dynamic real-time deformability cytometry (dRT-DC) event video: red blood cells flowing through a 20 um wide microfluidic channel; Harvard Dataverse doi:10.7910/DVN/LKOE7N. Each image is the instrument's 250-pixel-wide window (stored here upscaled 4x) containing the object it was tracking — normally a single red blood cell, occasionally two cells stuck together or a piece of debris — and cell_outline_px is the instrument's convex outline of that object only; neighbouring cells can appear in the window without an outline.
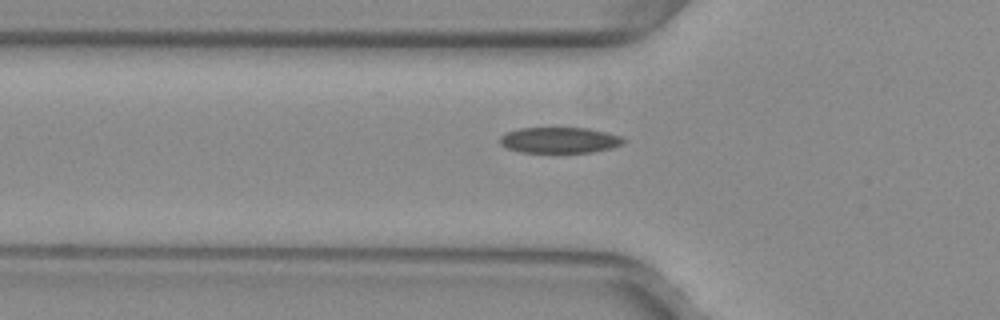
{"species": "common noctule bat (a hibernating species)", "species_latin": "Nyctalus noctula", "temperature_condition": "warm", "stored_images_in_passage": 35, "camera_frame_rate_fps": 3000, "um_per_image_px": 0.085, "animal": {"sex": "female", "body_mass_g": 29.2, "forearm_length_mm": 56.3}, "frame": {"image": 1, "passage_image": 4, "time_ms": 1.0, "image_size_px": [1000, 320], "cell_outline_px": [[628, 140], [612, 148], [592, 152], [520, 152], [508, 148], [500, 144], [500, 136], [508, 132], [520, 128], [588, 128], [620, 136]], "centroid_in_image_um": [47.56, 11.91], "position_along_channel_um": 78.2, "area_um2": 18.44}}
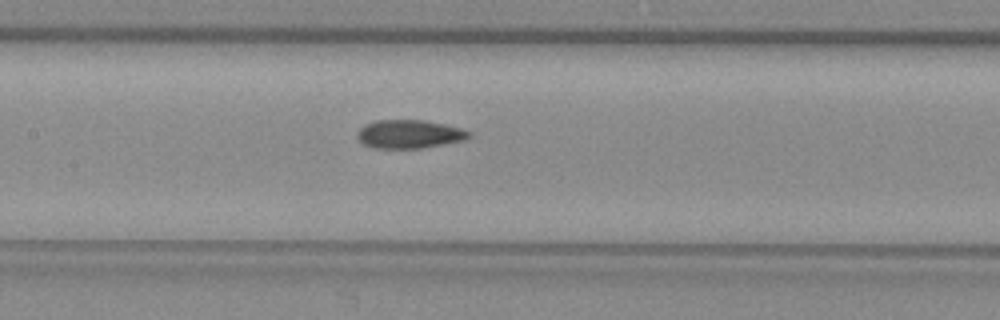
{"frame": {"image": 2, "passage_image": 11, "time_ms": 3.333, "image_size_px": [1000, 320], "cell_outline_px": [[472, 136], [464, 140], [420, 148], [372, 148], [364, 144], [356, 136], [356, 132], [364, 124], [376, 120], [424, 120], [444, 124], [460, 128], [472, 132]], "centroid_in_image_um": [34.77, 11.39], "position_along_channel_um": 172.6, "area_um2": 18.55}}
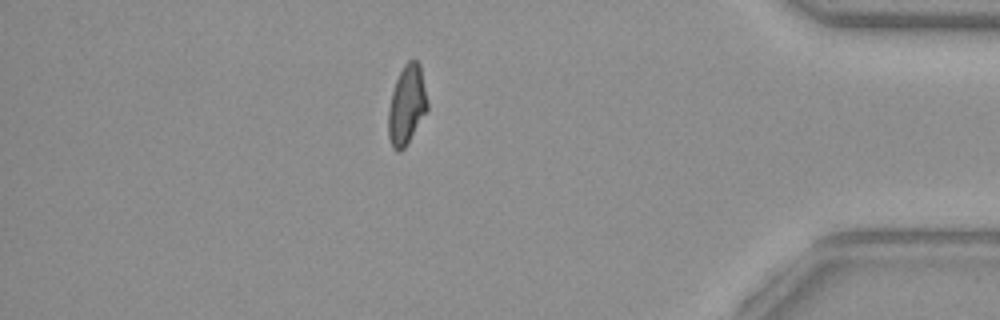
{"frame": {"image": 3, "passage_image": 31, "time_ms": 10.0, "image_size_px": [1000, 320], "cell_outline_px": [[428, 108], [404, 148], [400, 152], [396, 152], [392, 148], [388, 136], [388, 108], [392, 92], [396, 80], [404, 64], [408, 60], [416, 60], [420, 64], [428, 100]], "centroid_in_image_um": [34.56, 8.92], "position_along_channel_um": 400.6, "area_um2": 18.03}, "authors_computed_cell_mechanics": {"area_um2": 18.5538, "velocity_mm_per_s": 4.0124, "shape_relaxation_time_tau1_ms": null, "shape_relaxation_time_tau2_ms": 1.7913, "deformation_change_tau1": null, "deformation_change_tau2": 0.0826}}